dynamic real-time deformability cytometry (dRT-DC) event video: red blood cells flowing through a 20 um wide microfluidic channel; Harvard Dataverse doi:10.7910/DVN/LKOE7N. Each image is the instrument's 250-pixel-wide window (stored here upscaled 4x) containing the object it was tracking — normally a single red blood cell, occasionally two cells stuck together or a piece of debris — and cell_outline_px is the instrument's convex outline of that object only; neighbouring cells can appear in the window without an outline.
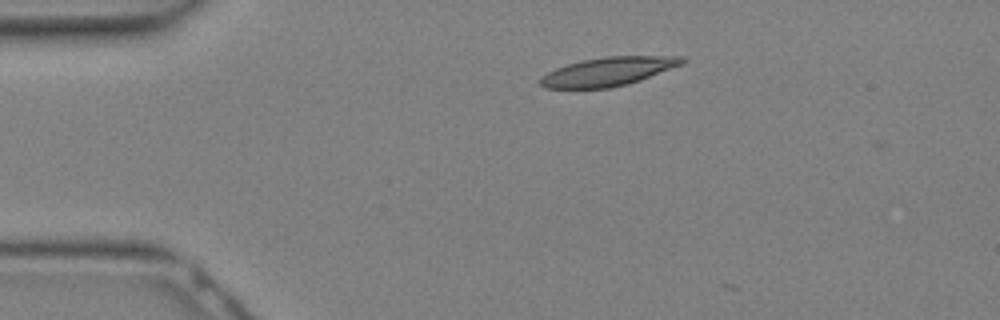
{"species": "Egyptian fruit bat (a non-hibernating species)", "species_latin": "Rousettus aegyptiacus", "temperature_condition": "warm", "stored_images_in_passage": 4, "camera_frame_rate_fps": 3000, "um_per_image_px": 0.085, "animal": {"sex": "female"}, "frame": {"image": 1, "passage_image": 1, "time_ms": 0.0, "image_size_px": [1000, 320], "cell_outline_px": [[688, 60], [684, 64], [640, 80], [628, 84], [608, 88], [544, 88], [540, 84], [540, 76], [556, 68], [580, 60], [604, 56], [684, 56]], "centroid_in_image_um": [51.72, 6.07], "position_along_channel_um": 33.3, "area_um2": 23.87}}